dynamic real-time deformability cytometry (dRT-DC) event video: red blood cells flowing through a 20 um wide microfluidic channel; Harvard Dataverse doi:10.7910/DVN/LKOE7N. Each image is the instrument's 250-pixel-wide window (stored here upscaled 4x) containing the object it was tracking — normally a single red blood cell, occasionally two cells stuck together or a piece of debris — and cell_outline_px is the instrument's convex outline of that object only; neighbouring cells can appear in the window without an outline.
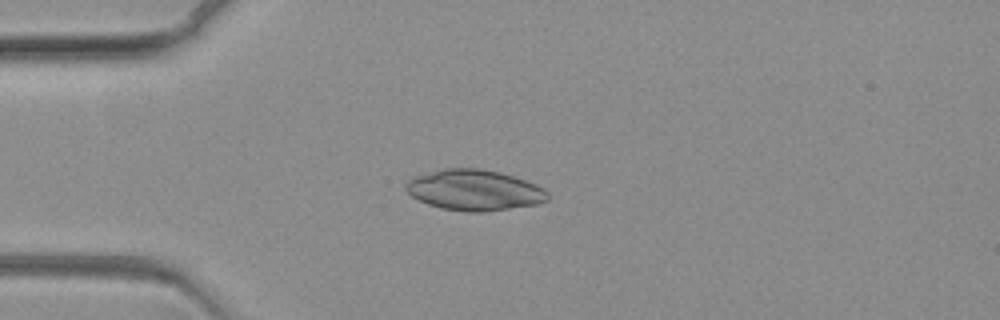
{"species": "common noctule bat (a hibernating species)", "species_latin": "Nyctalus noctula", "temperature_condition": "warm", "stored_images_in_passage": 51, "camera_frame_rate_fps": 3000, "um_per_image_px": 0.085, "animal": {"sex": "female", "body_mass_g": 19.3, "forearm_length_mm": 54.1}, "frame": {"image": 1, "passage_image": 5, "time_ms": 1.333, "image_size_px": [1000, 320], "cell_outline_px": [[548, 200], [536, 204], [484, 212], [464, 212], [440, 208], [428, 204], [412, 196], [404, 188], [404, 184], [412, 176], [444, 168], [480, 168], [500, 172], [536, 184], [544, 188], [548, 192]], "centroid_in_image_um": [40.28, 16.15], "position_along_channel_um": 44.7, "area_um2": 33.81}}
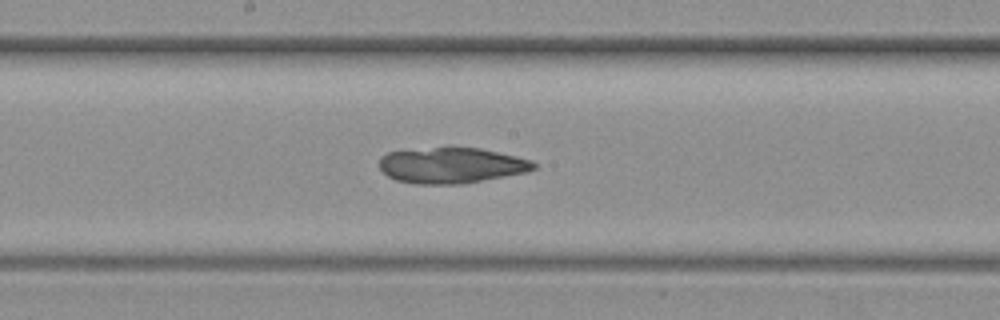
{"frame": {"image": 2, "passage_image": 24, "time_ms": 7.667, "image_size_px": [1000, 320], "cell_outline_px": [[536, 168], [528, 172], [460, 184], [416, 184], [396, 180], [388, 176], [380, 168], [380, 156], [388, 152], [448, 144], [452, 144], [480, 148], [516, 156], [532, 160], [536, 164]], "centroid_in_image_um": [38.36, 14.01], "position_along_channel_um": 209.8, "area_um2": 33.06}}
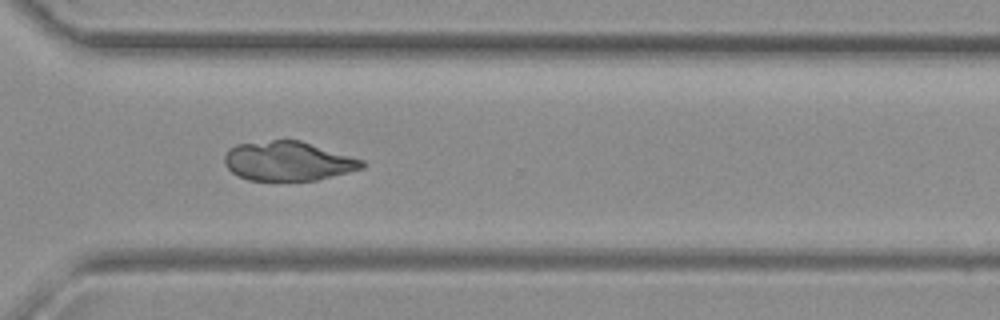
{"frame": {"image": 3, "passage_image": 38, "time_ms": 12.333, "image_size_px": [1000, 320], "cell_outline_px": [[368, 164], [364, 168], [316, 180], [248, 180], [236, 176], [224, 164], [224, 156], [228, 148], [236, 144], [272, 140], [300, 140], [364, 160]], "centroid_in_image_um": [24.47, 13.69], "position_along_channel_um": 346.1, "area_um2": 31.62}}